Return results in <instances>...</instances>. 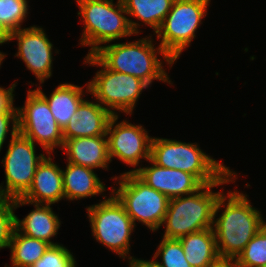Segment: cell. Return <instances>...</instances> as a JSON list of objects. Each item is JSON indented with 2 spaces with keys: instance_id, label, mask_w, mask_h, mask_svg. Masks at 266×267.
Segmentation results:
<instances>
[{
  "instance_id": "cell-1",
  "label": "cell",
  "mask_w": 266,
  "mask_h": 267,
  "mask_svg": "<svg viewBox=\"0 0 266 267\" xmlns=\"http://www.w3.org/2000/svg\"><path fill=\"white\" fill-rule=\"evenodd\" d=\"M250 201L247 194L235 190L223 192L218 198L212 229L220 257L236 258L266 224L261 211ZM221 208L224 210L218 217Z\"/></svg>"
},
{
  "instance_id": "cell-2",
  "label": "cell",
  "mask_w": 266,
  "mask_h": 267,
  "mask_svg": "<svg viewBox=\"0 0 266 267\" xmlns=\"http://www.w3.org/2000/svg\"><path fill=\"white\" fill-rule=\"evenodd\" d=\"M152 34L137 41L126 43H114L102 46L93 55L109 70L118 73L133 75L141 79L148 86L154 80L173 84L170 80L164 61L172 67L175 63L164 49L158 45L154 47ZM158 54V55H157Z\"/></svg>"
},
{
  "instance_id": "cell-3",
  "label": "cell",
  "mask_w": 266,
  "mask_h": 267,
  "mask_svg": "<svg viewBox=\"0 0 266 267\" xmlns=\"http://www.w3.org/2000/svg\"><path fill=\"white\" fill-rule=\"evenodd\" d=\"M237 173L229 171L219 182L204 184L192 194L169 200L168 209L161 226L162 237L179 239L190 233L212 228L215 206L223 190L214 192L212 188L235 183Z\"/></svg>"
},
{
  "instance_id": "cell-4",
  "label": "cell",
  "mask_w": 266,
  "mask_h": 267,
  "mask_svg": "<svg viewBox=\"0 0 266 267\" xmlns=\"http://www.w3.org/2000/svg\"><path fill=\"white\" fill-rule=\"evenodd\" d=\"M76 0L78 15L84 22L81 46H89L87 55H93L103 45L127 36L141 34L142 26L127 16L122 0ZM139 29V30H138Z\"/></svg>"
},
{
  "instance_id": "cell-5",
  "label": "cell",
  "mask_w": 266,
  "mask_h": 267,
  "mask_svg": "<svg viewBox=\"0 0 266 267\" xmlns=\"http://www.w3.org/2000/svg\"><path fill=\"white\" fill-rule=\"evenodd\" d=\"M150 160L157 166L193 174L203 185L219 182L230 170L200 149L197 143L152 138Z\"/></svg>"
},
{
  "instance_id": "cell-6",
  "label": "cell",
  "mask_w": 266,
  "mask_h": 267,
  "mask_svg": "<svg viewBox=\"0 0 266 267\" xmlns=\"http://www.w3.org/2000/svg\"><path fill=\"white\" fill-rule=\"evenodd\" d=\"M111 179L117 180L119 185L111 188V193L123 205L134 225L138 221L152 232L159 230L170 199L148 186L135 173H122Z\"/></svg>"
},
{
  "instance_id": "cell-7",
  "label": "cell",
  "mask_w": 266,
  "mask_h": 267,
  "mask_svg": "<svg viewBox=\"0 0 266 267\" xmlns=\"http://www.w3.org/2000/svg\"><path fill=\"white\" fill-rule=\"evenodd\" d=\"M84 64L102 68L88 82L89 94L113 115H132L142 91L151 87L133 75L107 69L94 55H87Z\"/></svg>"
},
{
  "instance_id": "cell-8",
  "label": "cell",
  "mask_w": 266,
  "mask_h": 267,
  "mask_svg": "<svg viewBox=\"0 0 266 267\" xmlns=\"http://www.w3.org/2000/svg\"><path fill=\"white\" fill-rule=\"evenodd\" d=\"M109 196L86 207L92 236L123 260L130 259V239L136 226L118 199L112 193Z\"/></svg>"
},
{
  "instance_id": "cell-9",
  "label": "cell",
  "mask_w": 266,
  "mask_h": 267,
  "mask_svg": "<svg viewBox=\"0 0 266 267\" xmlns=\"http://www.w3.org/2000/svg\"><path fill=\"white\" fill-rule=\"evenodd\" d=\"M211 0H174L159 30V45L175 62L196 38V31L207 15Z\"/></svg>"
},
{
  "instance_id": "cell-10",
  "label": "cell",
  "mask_w": 266,
  "mask_h": 267,
  "mask_svg": "<svg viewBox=\"0 0 266 267\" xmlns=\"http://www.w3.org/2000/svg\"><path fill=\"white\" fill-rule=\"evenodd\" d=\"M6 154L1 161L5 172V186L0 184V198H21L29 189L36 168L47 156L36 154V144L19 132L11 135Z\"/></svg>"
},
{
  "instance_id": "cell-11",
  "label": "cell",
  "mask_w": 266,
  "mask_h": 267,
  "mask_svg": "<svg viewBox=\"0 0 266 267\" xmlns=\"http://www.w3.org/2000/svg\"><path fill=\"white\" fill-rule=\"evenodd\" d=\"M18 132L38 143L47 154L63 148V130L55 120L47 100L36 90H28L23 107H18Z\"/></svg>"
},
{
  "instance_id": "cell-12",
  "label": "cell",
  "mask_w": 266,
  "mask_h": 267,
  "mask_svg": "<svg viewBox=\"0 0 266 267\" xmlns=\"http://www.w3.org/2000/svg\"><path fill=\"white\" fill-rule=\"evenodd\" d=\"M118 119L119 114L114 115L107 129L110 160L117 158L126 165L137 167L141 159H150L153 137L142 125H134L127 120L116 124Z\"/></svg>"
},
{
  "instance_id": "cell-13",
  "label": "cell",
  "mask_w": 266,
  "mask_h": 267,
  "mask_svg": "<svg viewBox=\"0 0 266 267\" xmlns=\"http://www.w3.org/2000/svg\"><path fill=\"white\" fill-rule=\"evenodd\" d=\"M17 40L15 57L22 60L26 68L35 75L40 84L52 76L53 44L40 26L21 28L10 33L9 40Z\"/></svg>"
},
{
  "instance_id": "cell-14",
  "label": "cell",
  "mask_w": 266,
  "mask_h": 267,
  "mask_svg": "<svg viewBox=\"0 0 266 267\" xmlns=\"http://www.w3.org/2000/svg\"><path fill=\"white\" fill-rule=\"evenodd\" d=\"M151 166L139 167L124 173H135L151 188L166 195L169 199L192 194L203 184L193 175L178 169L157 166L150 159Z\"/></svg>"
},
{
  "instance_id": "cell-15",
  "label": "cell",
  "mask_w": 266,
  "mask_h": 267,
  "mask_svg": "<svg viewBox=\"0 0 266 267\" xmlns=\"http://www.w3.org/2000/svg\"><path fill=\"white\" fill-rule=\"evenodd\" d=\"M48 154L38 165L28 191L21 197L32 204H55L65 198L62 168Z\"/></svg>"
},
{
  "instance_id": "cell-16",
  "label": "cell",
  "mask_w": 266,
  "mask_h": 267,
  "mask_svg": "<svg viewBox=\"0 0 266 267\" xmlns=\"http://www.w3.org/2000/svg\"><path fill=\"white\" fill-rule=\"evenodd\" d=\"M114 115L97 100H83L63 130L64 139L107 135V129Z\"/></svg>"
},
{
  "instance_id": "cell-17",
  "label": "cell",
  "mask_w": 266,
  "mask_h": 267,
  "mask_svg": "<svg viewBox=\"0 0 266 267\" xmlns=\"http://www.w3.org/2000/svg\"><path fill=\"white\" fill-rule=\"evenodd\" d=\"M14 207L17 209L23 205H34L27 216L20 220L16 215L15 228L23 235L46 241L50 245H57L51 241L58 234L61 227L60 218L53 212L51 204H32L22 198L13 199Z\"/></svg>"
},
{
  "instance_id": "cell-18",
  "label": "cell",
  "mask_w": 266,
  "mask_h": 267,
  "mask_svg": "<svg viewBox=\"0 0 266 267\" xmlns=\"http://www.w3.org/2000/svg\"><path fill=\"white\" fill-rule=\"evenodd\" d=\"M62 150L67 162L91 169H108L109 157L107 135L64 139Z\"/></svg>"
},
{
  "instance_id": "cell-19",
  "label": "cell",
  "mask_w": 266,
  "mask_h": 267,
  "mask_svg": "<svg viewBox=\"0 0 266 267\" xmlns=\"http://www.w3.org/2000/svg\"><path fill=\"white\" fill-rule=\"evenodd\" d=\"M62 176L66 201L103 195L106 191L105 184L91 168L67 162L65 170H62Z\"/></svg>"
},
{
  "instance_id": "cell-20",
  "label": "cell",
  "mask_w": 266,
  "mask_h": 267,
  "mask_svg": "<svg viewBox=\"0 0 266 267\" xmlns=\"http://www.w3.org/2000/svg\"><path fill=\"white\" fill-rule=\"evenodd\" d=\"M36 90L47 100L48 106L57 121L59 127L64 130L70 118L77 112V108L84 100V94L89 93L88 83L86 87L71 83L59 84L49 97L40 89ZM86 88V90H83Z\"/></svg>"
},
{
  "instance_id": "cell-21",
  "label": "cell",
  "mask_w": 266,
  "mask_h": 267,
  "mask_svg": "<svg viewBox=\"0 0 266 267\" xmlns=\"http://www.w3.org/2000/svg\"><path fill=\"white\" fill-rule=\"evenodd\" d=\"M185 259L192 267H209L220 256L212 228L190 233L179 238Z\"/></svg>"
},
{
  "instance_id": "cell-22",
  "label": "cell",
  "mask_w": 266,
  "mask_h": 267,
  "mask_svg": "<svg viewBox=\"0 0 266 267\" xmlns=\"http://www.w3.org/2000/svg\"><path fill=\"white\" fill-rule=\"evenodd\" d=\"M174 0H122L127 15L137 18L142 25L159 30L166 15L171 10Z\"/></svg>"
},
{
  "instance_id": "cell-23",
  "label": "cell",
  "mask_w": 266,
  "mask_h": 267,
  "mask_svg": "<svg viewBox=\"0 0 266 267\" xmlns=\"http://www.w3.org/2000/svg\"><path fill=\"white\" fill-rule=\"evenodd\" d=\"M49 246L46 241L27 237L15 228L9 245L11 266H32L44 255Z\"/></svg>"
},
{
  "instance_id": "cell-24",
  "label": "cell",
  "mask_w": 266,
  "mask_h": 267,
  "mask_svg": "<svg viewBox=\"0 0 266 267\" xmlns=\"http://www.w3.org/2000/svg\"><path fill=\"white\" fill-rule=\"evenodd\" d=\"M236 260L240 267H263L266 265V224L247 243Z\"/></svg>"
},
{
  "instance_id": "cell-25",
  "label": "cell",
  "mask_w": 266,
  "mask_h": 267,
  "mask_svg": "<svg viewBox=\"0 0 266 267\" xmlns=\"http://www.w3.org/2000/svg\"><path fill=\"white\" fill-rule=\"evenodd\" d=\"M27 0H0V24L10 34L21 29L29 14Z\"/></svg>"
},
{
  "instance_id": "cell-26",
  "label": "cell",
  "mask_w": 266,
  "mask_h": 267,
  "mask_svg": "<svg viewBox=\"0 0 266 267\" xmlns=\"http://www.w3.org/2000/svg\"><path fill=\"white\" fill-rule=\"evenodd\" d=\"M161 257V261L158 258ZM161 267H192L185 259V253L179 239L162 237L152 257Z\"/></svg>"
},
{
  "instance_id": "cell-27",
  "label": "cell",
  "mask_w": 266,
  "mask_h": 267,
  "mask_svg": "<svg viewBox=\"0 0 266 267\" xmlns=\"http://www.w3.org/2000/svg\"><path fill=\"white\" fill-rule=\"evenodd\" d=\"M73 253L64 245H50L44 255L30 267H76Z\"/></svg>"
},
{
  "instance_id": "cell-28",
  "label": "cell",
  "mask_w": 266,
  "mask_h": 267,
  "mask_svg": "<svg viewBox=\"0 0 266 267\" xmlns=\"http://www.w3.org/2000/svg\"><path fill=\"white\" fill-rule=\"evenodd\" d=\"M15 210L12 199L0 198V250L9 248L15 229Z\"/></svg>"
},
{
  "instance_id": "cell-29",
  "label": "cell",
  "mask_w": 266,
  "mask_h": 267,
  "mask_svg": "<svg viewBox=\"0 0 266 267\" xmlns=\"http://www.w3.org/2000/svg\"><path fill=\"white\" fill-rule=\"evenodd\" d=\"M10 126H12L11 130H9ZM9 131H11V135H16L18 133V112L0 113V151Z\"/></svg>"
},
{
  "instance_id": "cell-30",
  "label": "cell",
  "mask_w": 266,
  "mask_h": 267,
  "mask_svg": "<svg viewBox=\"0 0 266 267\" xmlns=\"http://www.w3.org/2000/svg\"><path fill=\"white\" fill-rule=\"evenodd\" d=\"M17 82L11 84L9 88L0 86V113L2 112H18L17 107L14 106V89Z\"/></svg>"
},
{
  "instance_id": "cell-31",
  "label": "cell",
  "mask_w": 266,
  "mask_h": 267,
  "mask_svg": "<svg viewBox=\"0 0 266 267\" xmlns=\"http://www.w3.org/2000/svg\"><path fill=\"white\" fill-rule=\"evenodd\" d=\"M129 267H161L154 259L152 260H144V259H136L135 257H131L128 259Z\"/></svg>"
},
{
  "instance_id": "cell-32",
  "label": "cell",
  "mask_w": 266,
  "mask_h": 267,
  "mask_svg": "<svg viewBox=\"0 0 266 267\" xmlns=\"http://www.w3.org/2000/svg\"><path fill=\"white\" fill-rule=\"evenodd\" d=\"M209 267H240L236 258L219 257Z\"/></svg>"
},
{
  "instance_id": "cell-33",
  "label": "cell",
  "mask_w": 266,
  "mask_h": 267,
  "mask_svg": "<svg viewBox=\"0 0 266 267\" xmlns=\"http://www.w3.org/2000/svg\"><path fill=\"white\" fill-rule=\"evenodd\" d=\"M10 34L5 30V28L0 24V45L10 42Z\"/></svg>"
},
{
  "instance_id": "cell-34",
  "label": "cell",
  "mask_w": 266,
  "mask_h": 267,
  "mask_svg": "<svg viewBox=\"0 0 266 267\" xmlns=\"http://www.w3.org/2000/svg\"><path fill=\"white\" fill-rule=\"evenodd\" d=\"M6 55L7 54H5V53H3V52L0 51V68H1V64L3 63L4 58L7 57Z\"/></svg>"
}]
</instances>
